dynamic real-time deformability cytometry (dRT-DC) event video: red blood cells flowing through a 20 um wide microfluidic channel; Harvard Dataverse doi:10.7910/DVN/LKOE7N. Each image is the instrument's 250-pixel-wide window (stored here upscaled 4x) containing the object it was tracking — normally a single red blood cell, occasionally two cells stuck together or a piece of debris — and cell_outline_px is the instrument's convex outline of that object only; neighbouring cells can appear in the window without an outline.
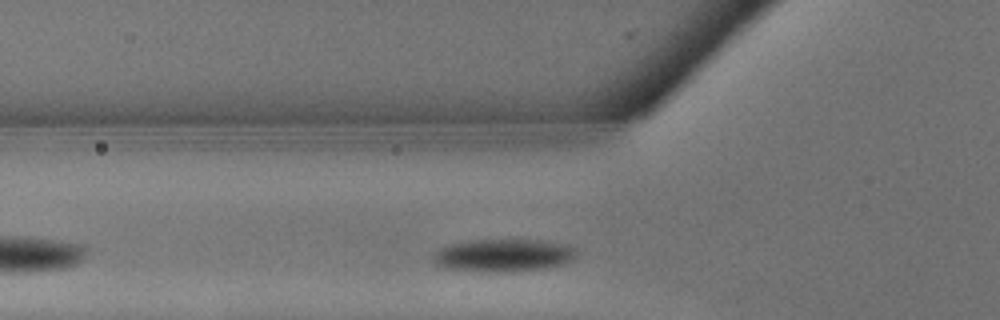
{"species": "common noctule bat (a hibernating species)", "species_latin": "Nyctalus noctula", "temperature_condition": "warm", "stored_images_in_passage": 8, "camera_frame_rate_fps": 3000, "um_per_image_px": 0.085, "animal": {"sex": "male", "body_mass_g": 13.3}, "frame": {"image": 1, "passage_image": 4, "time_ms": 1.0, "image_size_px": [1000, 320], "cell_outline_px": [[576, 252], [568, 260], [560, 264], [540, 268], [444, 268], [436, 264], [432, 260], [432, 252], [448, 244], [468, 240], [544, 240], [568, 244], [576, 248]], "centroid_in_image_um": [42.74, 21.61], "position_along_channel_um": 83.1, "area_um2": 25.61}}
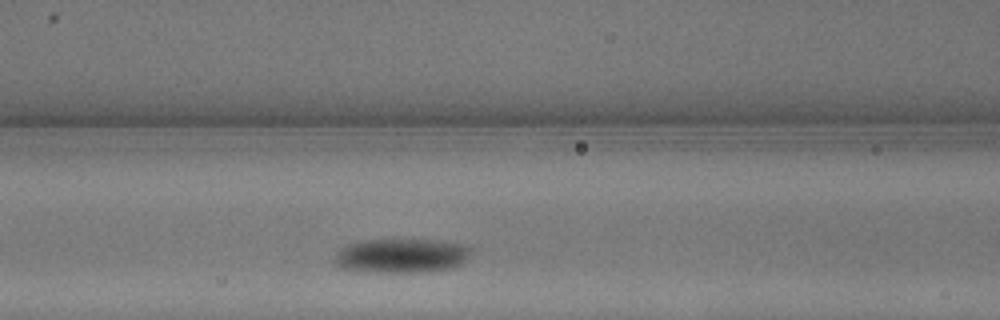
{"frame": {"image": 2, "passage_image": 6, "time_ms": 1.667, "image_size_px": [1000, 320], "cell_outline_px": [[472, 248], [468, 256], [460, 264], [452, 268], [424, 272], [368, 272], [344, 268], [336, 260], [336, 252], [340, 248], [348, 244], [360, 240], [432, 240], [464, 244]], "centroid_in_image_um": [34.14, 21.73], "position_along_channel_um": 132.5, "area_um2": 26.99}}
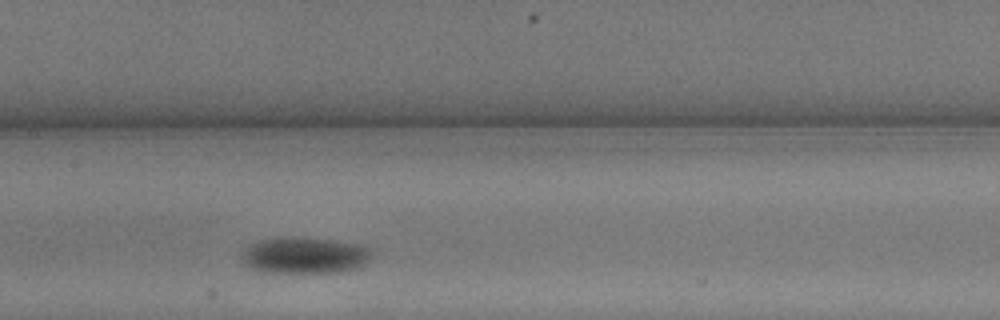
{"frame": {"image": 3, "passage_image": 8, "time_ms": 2.333, "image_size_px": [1000, 320], "cell_outline_px": [[372, 256], [360, 268], [340, 272], [260, 272], [244, 264], [240, 260], [240, 256], [252, 244], [260, 240], [332, 240], [356, 244], [372, 248]], "centroid_in_image_um": [25.95, 21.77], "position_along_channel_um": 181.4, "area_um2": 26.59}}